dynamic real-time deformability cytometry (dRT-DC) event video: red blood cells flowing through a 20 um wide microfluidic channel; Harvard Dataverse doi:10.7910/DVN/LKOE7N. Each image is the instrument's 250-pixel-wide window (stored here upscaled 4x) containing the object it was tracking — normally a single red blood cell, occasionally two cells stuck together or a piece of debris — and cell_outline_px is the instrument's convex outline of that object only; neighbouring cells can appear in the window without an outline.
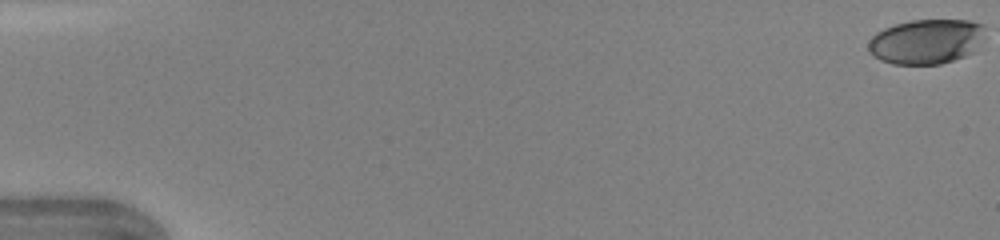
{"species": "human", "species_latin": "Homo sapiens", "temperature_condition": "warm", "stored_images_in_passage": 47, "camera_frame_rate_fps": 3000, "um_per_image_px": 0.085, "donor": {"sex": "female"}, "frame": {"image": 1, "passage_image": 1, "time_ms": 0.0, "image_size_px": [1000, 240], "cell_outline_px": [[984, 40], [976, 52], [940, 64], [892, 64], [880, 60], [868, 52], [868, 44], [872, 36], [876, 32], [884, 28], [896, 24], [912, 20], [968, 20], [984, 24]], "centroid_in_image_um": [78.77, 3.53], "position_along_channel_um": 6.2, "area_um2": 30.87}}
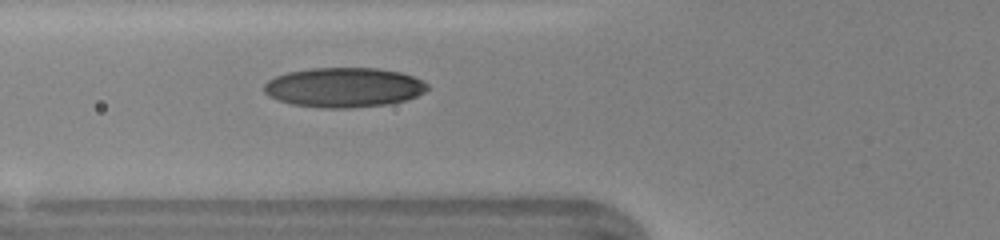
{"frame": {"image": 2, "passage_image": 19, "time_ms": 6.0, "image_size_px": [1000, 240], "cell_outline_px": [[428, 88], [424, 92], [408, 100], [388, 104], [348, 108], [324, 108], [292, 104], [276, 100], [268, 96], [264, 92], [264, 84], [268, 80], [276, 76], [288, 72], [312, 68], [376, 68], [400, 72], [412, 76], [428, 84]], "centroid_in_image_um": [29.21, 7.43], "position_along_channel_um": 96.6, "area_um2": 37.8}}
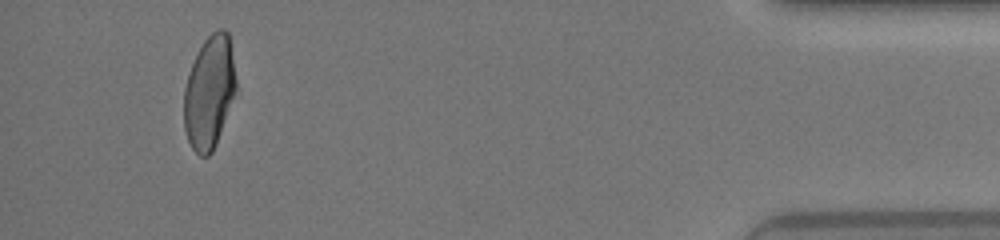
{"frame": {"image": 3, "passage_image": 45, "time_ms": 14.667, "image_size_px": [1000, 240], "cell_outline_px": [[236, 88], [212, 152], [208, 156], [200, 156], [192, 148], [188, 140], [184, 128], [184, 88], [188, 72], [196, 52], [204, 40], [216, 28], [224, 28], [228, 32], [236, 80]], "centroid_in_image_um": [17.76, 7.79], "position_along_channel_um": 417.4, "area_um2": 33.87}, "authors_computed_cell_mechanics": {"area_um2": 35.2002, "velocity_mm_per_s": 4.3865, "shape_relaxation_time_tau1_ms": 4.9824, "shape_relaxation_time_tau2_ms": 1.4332, "deformation_change_tau1": 0.2, "deformation_change_tau2": 0.0674}}